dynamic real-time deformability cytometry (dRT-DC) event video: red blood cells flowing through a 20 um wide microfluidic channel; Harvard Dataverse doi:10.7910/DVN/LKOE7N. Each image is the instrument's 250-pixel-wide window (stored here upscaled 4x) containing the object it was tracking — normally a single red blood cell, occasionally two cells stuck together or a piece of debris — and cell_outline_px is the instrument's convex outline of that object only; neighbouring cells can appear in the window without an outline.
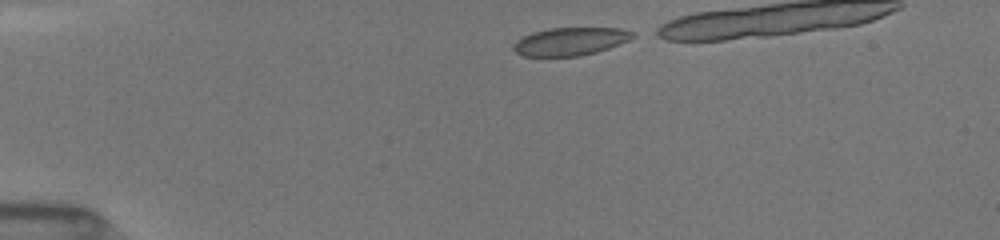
{"species": "common noctule bat (a hibernating species)", "species_latin": "Nyctalus noctula", "temperature_condition": "room temperature", "stored_images_in_passage": 11, "camera_frame_rate_fps": 3000, "um_per_image_px": 0.085, "animal": {"sex": "female", "body_mass_g": 19.5, "forearm_length_mm": 54.1}, "frame": {"image": 1, "passage_image": 1, "time_ms": 0.0, "image_size_px": [1000, 240], "cell_outline_px": [[636, 36], [620, 44], [596, 52], [580, 56], [524, 56], [516, 52], [512, 48], [516, 40], [532, 32], [552, 28], [620, 28], [636, 32]], "centroid_in_image_um": [48.5, 3.52], "position_along_channel_um": 36.5, "area_um2": 19.42}}
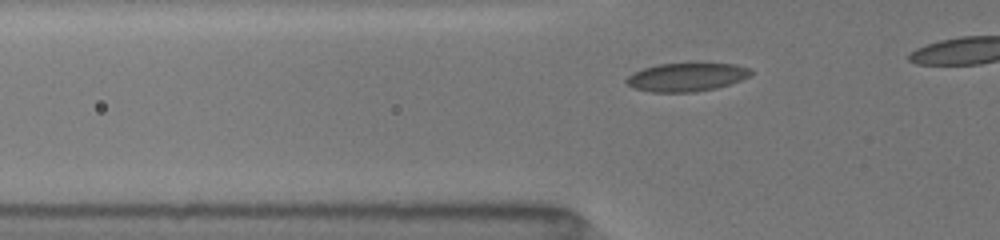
{"frame": {"image": 2, "passage_image": 7, "time_ms": 2.0, "image_size_px": [1000, 240], "cell_outline_px": [[752, 72], [748, 76], [740, 80], [716, 88], [696, 92], [652, 92], [632, 88], [624, 80], [632, 72], [656, 64], [736, 64], [748, 68]], "centroid_in_image_um": [58.29, 6.56], "position_along_channel_um": 67.5, "area_um2": 20.4}}
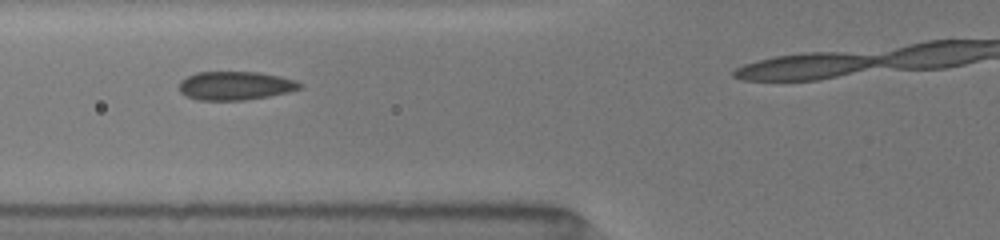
{"frame": {"image": 3, "passage_image": 10, "time_ms": 3.0, "image_size_px": [1000, 240], "cell_outline_px": [[304, 84], [300, 88], [288, 92], [268, 96], [244, 100], [196, 100], [184, 96], [180, 92], [180, 80], [196, 72], [260, 72], [280, 76], [296, 80]], "centroid_in_image_um": [19.99, 7.28], "position_along_channel_um": 105.8, "area_um2": 20.23}}